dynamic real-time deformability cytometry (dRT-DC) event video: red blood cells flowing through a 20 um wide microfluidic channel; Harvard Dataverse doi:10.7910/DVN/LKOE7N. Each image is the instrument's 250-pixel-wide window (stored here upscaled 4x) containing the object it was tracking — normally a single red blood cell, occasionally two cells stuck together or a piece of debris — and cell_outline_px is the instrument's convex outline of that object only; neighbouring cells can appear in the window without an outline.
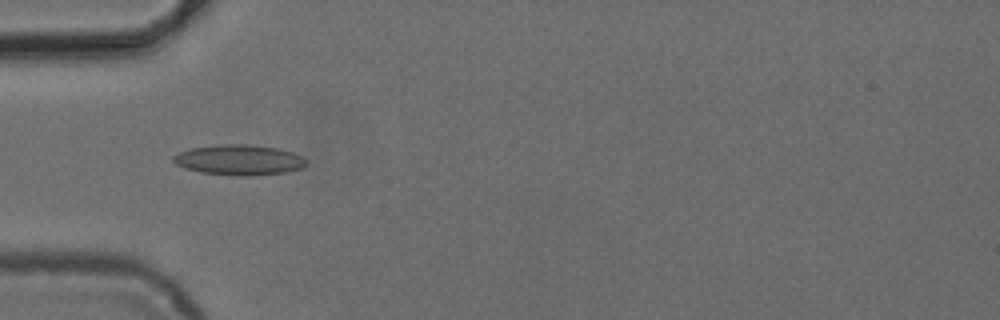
{"species": "common noctule bat (a hibernating species)", "species_latin": "Nyctalus noctula", "temperature_condition": "cold", "stored_images_in_passage": 4, "camera_frame_rate_fps": 3000, "um_per_image_px": 0.085, "animal": {"sex": "female", "body_mass_g": 24.6, "forearm_length_mm": 56.2}, "frame": {"image": 1, "passage_image": 1, "time_ms": 0.0, "image_size_px": [1000, 320], "cell_outline_px": [[308, 160], [300, 168], [284, 172], [248, 176], [244, 176], [200, 172], [184, 168], [176, 164], [172, 160], [172, 156], [180, 152], [192, 148], [220, 144], [248, 144], [280, 148], [304, 156]], "centroid_in_image_um": [20.33, 13.58], "position_along_channel_um": 64.7, "area_um2": 23.47}}
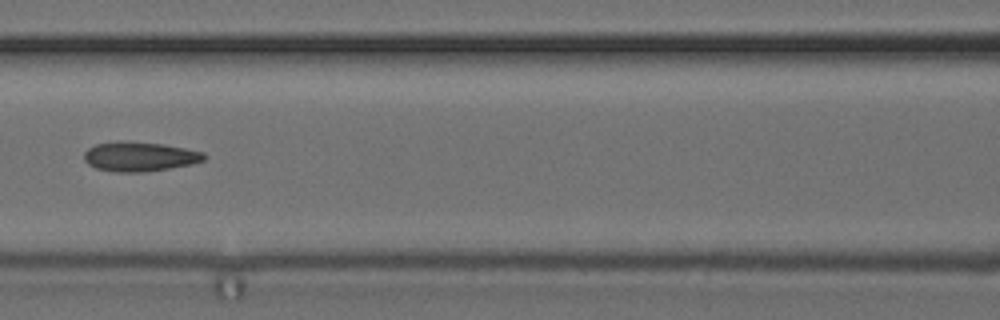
{"frame": {"image": 2, "passage_image": 3, "time_ms": 2.333, "image_size_px": [1000, 320], "cell_outline_px": [[208, 156], [204, 160], [192, 164], [144, 172], [116, 172], [96, 168], [88, 164], [84, 160], [84, 152], [88, 148], [96, 144], [120, 140], [124, 140], [164, 144], [204, 152]], "centroid_in_image_um": [11.86, 13.29], "position_along_channel_um": 154.7, "area_um2": 20.81}}
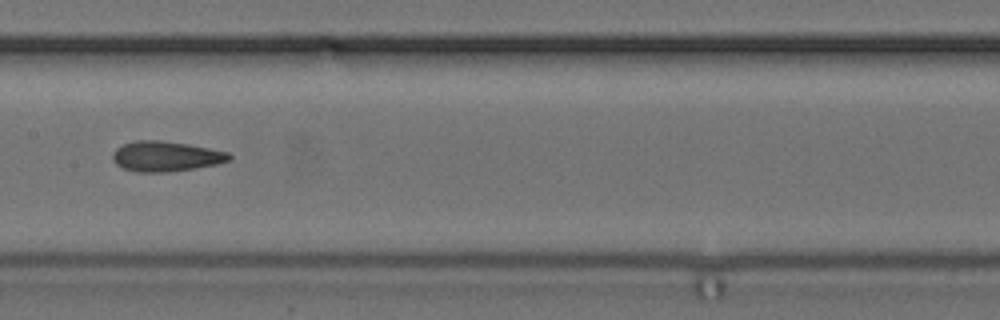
{"frame": {"image": 3, "passage_image": 4, "time_ms": 3.333, "image_size_px": [1000, 320], "cell_outline_px": [[232, 160], [220, 164], [168, 172], [136, 172], [124, 168], [116, 164], [112, 160], [112, 152], [116, 148], [124, 144], [136, 140], [160, 140], [188, 144], [228, 152], [232, 156]], "centroid_in_image_um": [14.1, 13.29], "position_along_channel_um": 193.3, "area_um2": 20.63}}